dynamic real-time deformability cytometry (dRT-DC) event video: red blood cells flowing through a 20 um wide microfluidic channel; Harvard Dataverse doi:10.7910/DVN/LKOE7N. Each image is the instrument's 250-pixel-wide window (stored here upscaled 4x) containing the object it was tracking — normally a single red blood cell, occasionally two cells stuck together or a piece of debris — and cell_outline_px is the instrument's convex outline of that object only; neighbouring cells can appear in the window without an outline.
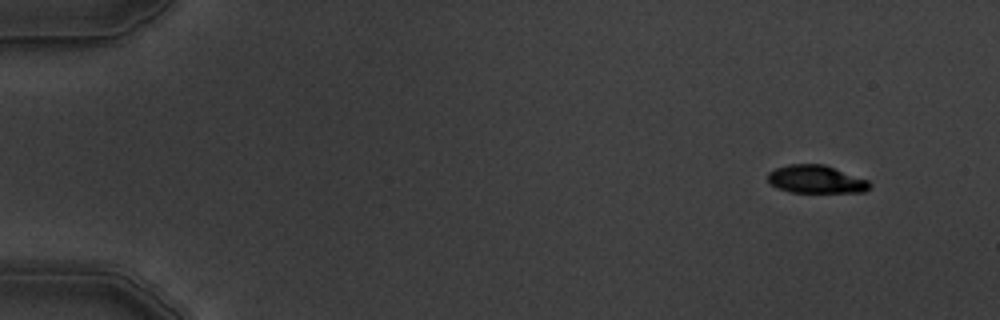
{"species": "common noctule bat (a hibernating species)", "species_latin": "Nyctalus noctula", "temperature_condition": "warm", "stored_images_in_passage": 8, "camera_frame_rate_fps": 3000, "um_per_image_px": 0.085, "animal": {"sex": "male", "body_mass_g": 19.5, "forearm_length_mm": 54.6}, "frame": {"image": 1, "passage_image": 1, "time_ms": 0.0, "image_size_px": [1000, 320], "cell_outline_px": [[872, 184], [864, 192], [792, 192], [776, 188], [768, 180], [768, 172], [776, 168], [788, 164], [824, 164], [868, 180]], "centroid_in_image_um": [69.36, 15.24], "position_along_channel_um": 15.6, "area_um2": 16.53}}
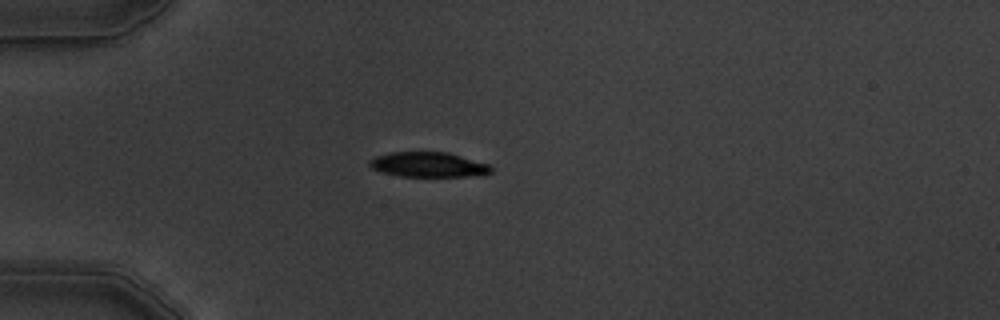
{"frame": {"image": 2, "passage_image": 4, "time_ms": 3.667, "image_size_px": [1000, 320], "cell_outline_px": [[492, 172], [468, 176], [400, 176], [384, 172], [372, 168], [368, 164], [368, 160], [376, 156], [392, 152], [448, 152], [488, 164], [492, 168]], "centroid_in_image_um": [36.38, 13.98], "position_along_channel_um": 48.6, "area_um2": 17.4}}